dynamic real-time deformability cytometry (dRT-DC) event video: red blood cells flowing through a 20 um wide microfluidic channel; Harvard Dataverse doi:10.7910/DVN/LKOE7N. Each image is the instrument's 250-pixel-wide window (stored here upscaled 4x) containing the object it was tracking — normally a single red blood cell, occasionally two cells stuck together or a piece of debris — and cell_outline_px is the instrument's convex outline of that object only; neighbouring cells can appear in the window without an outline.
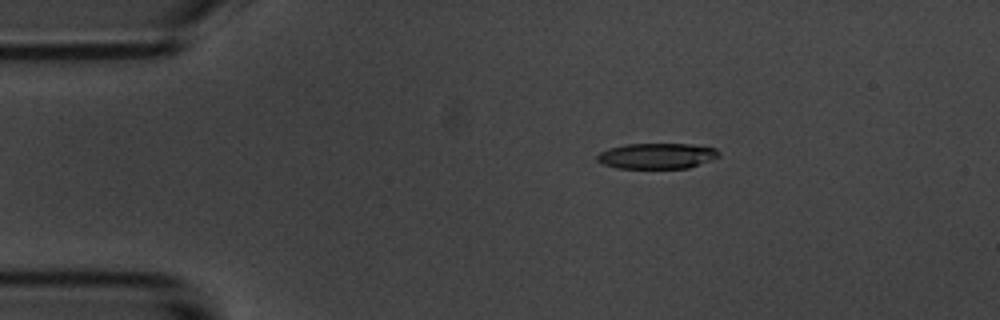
{"species": "common noctule bat (a hibernating species)", "species_latin": "Nyctalus noctula", "temperature_condition": "room temperature", "stored_images_in_passage": 2, "camera_frame_rate_fps": 3000, "um_per_image_px": 0.085, "animal": {"sex": "male", "body_mass_g": 20.1, "forearm_length_mm": 53.5}, "frame": {"image": 1, "passage_image": 2, "time_ms": 2.0, "image_size_px": [1000, 320], "cell_outline_px": [[720, 156], [688, 168], [616, 168], [604, 164], [596, 160], [596, 156], [600, 152], [608, 148], [628, 144], [692, 144], [716, 148], [720, 152]], "centroid_in_image_um": [55.83, 13.25], "position_along_channel_um": 29.2, "area_um2": 18.15}}